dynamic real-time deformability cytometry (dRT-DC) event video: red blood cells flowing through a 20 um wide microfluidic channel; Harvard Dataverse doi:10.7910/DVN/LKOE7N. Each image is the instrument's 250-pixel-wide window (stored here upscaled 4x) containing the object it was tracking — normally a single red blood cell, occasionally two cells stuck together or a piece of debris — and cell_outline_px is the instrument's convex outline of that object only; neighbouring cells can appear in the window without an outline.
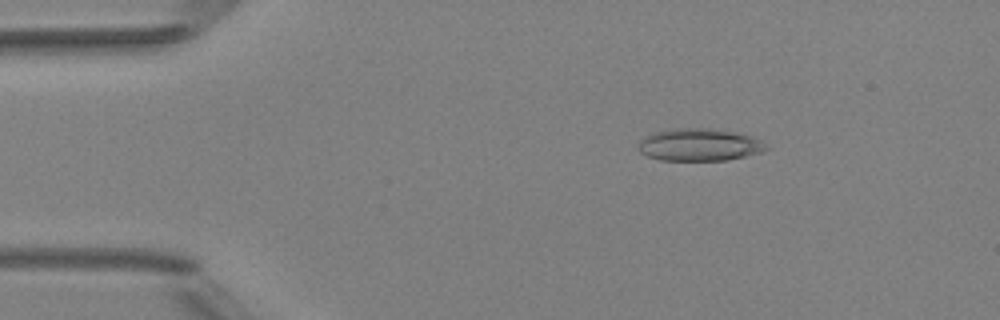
{"species": "Egyptian fruit bat (a non-hibernating species)", "species_latin": "Rousettus aegyptiacus", "temperature_condition": "room temperature", "stored_images_in_passage": 5, "camera_frame_rate_fps": 3000, "um_per_image_px": 0.085, "animal": {"sex": "female"}, "frame": {"image": 1, "passage_image": 3, "time_ms": 2.333, "image_size_px": [1000, 320], "cell_outline_px": [[772, 148], [764, 152], [728, 160], [660, 160], [648, 156], [640, 152], [636, 148], [640, 140], [656, 132], [668, 128], [708, 128], [736, 132], [752, 136], [764, 140]], "centroid_in_image_um": [59.53, 12.3], "position_along_channel_um": 25.5, "area_um2": 24.57}}